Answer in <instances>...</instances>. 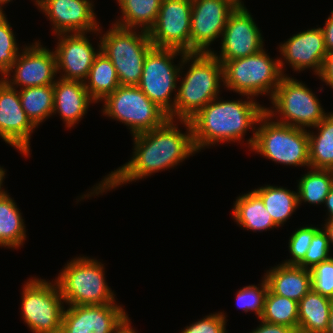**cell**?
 <instances>
[{
  "instance_id": "7",
  "label": "cell",
  "mask_w": 333,
  "mask_h": 333,
  "mask_svg": "<svg viewBox=\"0 0 333 333\" xmlns=\"http://www.w3.org/2000/svg\"><path fill=\"white\" fill-rule=\"evenodd\" d=\"M112 24L100 38L101 51L113 63L120 85L137 86L140 82L147 53L154 47L149 34Z\"/></svg>"
},
{
  "instance_id": "37",
  "label": "cell",
  "mask_w": 333,
  "mask_h": 333,
  "mask_svg": "<svg viewBox=\"0 0 333 333\" xmlns=\"http://www.w3.org/2000/svg\"><path fill=\"white\" fill-rule=\"evenodd\" d=\"M310 271L312 289L333 300V257L316 264Z\"/></svg>"
},
{
  "instance_id": "12",
  "label": "cell",
  "mask_w": 333,
  "mask_h": 333,
  "mask_svg": "<svg viewBox=\"0 0 333 333\" xmlns=\"http://www.w3.org/2000/svg\"><path fill=\"white\" fill-rule=\"evenodd\" d=\"M240 3L239 0H192L190 53H211L210 44L222 36L229 15Z\"/></svg>"
},
{
  "instance_id": "17",
  "label": "cell",
  "mask_w": 333,
  "mask_h": 333,
  "mask_svg": "<svg viewBox=\"0 0 333 333\" xmlns=\"http://www.w3.org/2000/svg\"><path fill=\"white\" fill-rule=\"evenodd\" d=\"M36 126L22 108L18 90L0 80V137L23 155L30 153V136Z\"/></svg>"
},
{
  "instance_id": "41",
  "label": "cell",
  "mask_w": 333,
  "mask_h": 333,
  "mask_svg": "<svg viewBox=\"0 0 333 333\" xmlns=\"http://www.w3.org/2000/svg\"><path fill=\"white\" fill-rule=\"evenodd\" d=\"M324 35L327 52H333V10L331 16L325 21V27L321 28Z\"/></svg>"
},
{
  "instance_id": "35",
  "label": "cell",
  "mask_w": 333,
  "mask_h": 333,
  "mask_svg": "<svg viewBox=\"0 0 333 333\" xmlns=\"http://www.w3.org/2000/svg\"><path fill=\"white\" fill-rule=\"evenodd\" d=\"M330 244L327 232L319 229L313 236L310 246L306 252L304 259L298 264L305 269H312L316 264L331 258L329 255Z\"/></svg>"
},
{
  "instance_id": "30",
  "label": "cell",
  "mask_w": 333,
  "mask_h": 333,
  "mask_svg": "<svg viewBox=\"0 0 333 333\" xmlns=\"http://www.w3.org/2000/svg\"><path fill=\"white\" fill-rule=\"evenodd\" d=\"M18 93L22 108L36 127L53 115L54 84L20 88Z\"/></svg>"
},
{
  "instance_id": "46",
  "label": "cell",
  "mask_w": 333,
  "mask_h": 333,
  "mask_svg": "<svg viewBox=\"0 0 333 333\" xmlns=\"http://www.w3.org/2000/svg\"><path fill=\"white\" fill-rule=\"evenodd\" d=\"M5 176V169H3V167H0V197L5 193V190H2L1 187Z\"/></svg>"
},
{
  "instance_id": "40",
  "label": "cell",
  "mask_w": 333,
  "mask_h": 333,
  "mask_svg": "<svg viewBox=\"0 0 333 333\" xmlns=\"http://www.w3.org/2000/svg\"><path fill=\"white\" fill-rule=\"evenodd\" d=\"M259 327L250 333H297L294 328L282 324H272L261 320Z\"/></svg>"
},
{
  "instance_id": "1",
  "label": "cell",
  "mask_w": 333,
  "mask_h": 333,
  "mask_svg": "<svg viewBox=\"0 0 333 333\" xmlns=\"http://www.w3.org/2000/svg\"><path fill=\"white\" fill-rule=\"evenodd\" d=\"M174 122L168 119L159 128L132 135L135 146L131 160L108 174L93 188V192L84 196L102 194L105 190L143 179L162 169L175 167L196 153L190 121L180 120L186 126L187 134L181 133Z\"/></svg>"
},
{
  "instance_id": "32",
  "label": "cell",
  "mask_w": 333,
  "mask_h": 333,
  "mask_svg": "<svg viewBox=\"0 0 333 333\" xmlns=\"http://www.w3.org/2000/svg\"><path fill=\"white\" fill-rule=\"evenodd\" d=\"M261 320L282 324L298 330V302L274 294L269 288L264 299Z\"/></svg>"
},
{
  "instance_id": "44",
  "label": "cell",
  "mask_w": 333,
  "mask_h": 333,
  "mask_svg": "<svg viewBox=\"0 0 333 333\" xmlns=\"http://www.w3.org/2000/svg\"><path fill=\"white\" fill-rule=\"evenodd\" d=\"M130 323V320H128L116 333H136Z\"/></svg>"
},
{
  "instance_id": "6",
  "label": "cell",
  "mask_w": 333,
  "mask_h": 333,
  "mask_svg": "<svg viewBox=\"0 0 333 333\" xmlns=\"http://www.w3.org/2000/svg\"><path fill=\"white\" fill-rule=\"evenodd\" d=\"M61 271L55 280L67 305L116 303L114 292L105 281L103 264L96 259L74 258Z\"/></svg>"
},
{
  "instance_id": "19",
  "label": "cell",
  "mask_w": 333,
  "mask_h": 333,
  "mask_svg": "<svg viewBox=\"0 0 333 333\" xmlns=\"http://www.w3.org/2000/svg\"><path fill=\"white\" fill-rule=\"evenodd\" d=\"M87 33H61L57 34L59 42L55 48L57 73L64 72L61 79L72 81H86L95 57L101 51V43L98 44L99 51H95ZM61 37V38H60Z\"/></svg>"
},
{
  "instance_id": "29",
  "label": "cell",
  "mask_w": 333,
  "mask_h": 333,
  "mask_svg": "<svg viewBox=\"0 0 333 333\" xmlns=\"http://www.w3.org/2000/svg\"><path fill=\"white\" fill-rule=\"evenodd\" d=\"M263 201L274 223L280 227L298 208V193L278 186H263L253 190Z\"/></svg>"
},
{
  "instance_id": "15",
  "label": "cell",
  "mask_w": 333,
  "mask_h": 333,
  "mask_svg": "<svg viewBox=\"0 0 333 333\" xmlns=\"http://www.w3.org/2000/svg\"><path fill=\"white\" fill-rule=\"evenodd\" d=\"M128 320L117 303L73 305L64 310L61 333H116Z\"/></svg>"
},
{
  "instance_id": "23",
  "label": "cell",
  "mask_w": 333,
  "mask_h": 333,
  "mask_svg": "<svg viewBox=\"0 0 333 333\" xmlns=\"http://www.w3.org/2000/svg\"><path fill=\"white\" fill-rule=\"evenodd\" d=\"M332 302L311 289L298 302L297 333H326Z\"/></svg>"
},
{
  "instance_id": "14",
  "label": "cell",
  "mask_w": 333,
  "mask_h": 333,
  "mask_svg": "<svg viewBox=\"0 0 333 333\" xmlns=\"http://www.w3.org/2000/svg\"><path fill=\"white\" fill-rule=\"evenodd\" d=\"M221 53H211L222 63L247 57L263 49L262 34L250 12L240 3L229 15L221 37Z\"/></svg>"
},
{
  "instance_id": "18",
  "label": "cell",
  "mask_w": 333,
  "mask_h": 333,
  "mask_svg": "<svg viewBox=\"0 0 333 333\" xmlns=\"http://www.w3.org/2000/svg\"><path fill=\"white\" fill-rule=\"evenodd\" d=\"M35 4L52 22L55 34L101 33L89 0H35ZM96 31V32H95Z\"/></svg>"
},
{
  "instance_id": "5",
  "label": "cell",
  "mask_w": 333,
  "mask_h": 333,
  "mask_svg": "<svg viewBox=\"0 0 333 333\" xmlns=\"http://www.w3.org/2000/svg\"><path fill=\"white\" fill-rule=\"evenodd\" d=\"M284 64L280 58L273 61L265 49L254 55L226 61L223 64V85L242 96L254 97L266 93L272 98L285 75Z\"/></svg>"
},
{
  "instance_id": "24",
  "label": "cell",
  "mask_w": 333,
  "mask_h": 333,
  "mask_svg": "<svg viewBox=\"0 0 333 333\" xmlns=\"http://www.w3.org/2000/svg\"><path fill=\"white\" fill-rule=\"evenodd\" d=\"M232 211L233 218L243 228L253 231H267L278 227L264 206L262 199L254 191L239 196Z\"/></svg>"
},
{
  "instance_id": "47",
  "label": "cell",
  "mask_w": 333,
  "mask_h": 333,
  "mask_svg": "<svg viewBox=\"0 0 333 333\" xmlns=\"http://www.w3.org/2000/svg\"><path fill=\"white\" fill-rule=\"evenodd\" d=\"M11 0H0V13H4L2 9V5L10 2Z\"/></svg>"
},
{
  "instance_id": "2",
  "label": "cell",
  "mask_w": 333,
  "mask_h": 333,
  "mask_svg": "<svg viewBox=\"0 0 333 333\" xmlns=\"http://www.w3.org/2000/svg\"><path fill=\"white\" fill-rule=\"evenodd\" d=\"M247 99L222 101L217 97L189 120L197 152L218 142L240 141L248 129L255 130L254 124H258L266 108L250 96Z\"/></svg>"
},
{
  "instance_id": "16",
  "label": "cell",
  "mask_w": 333,
  "mask_h": 333,
  "mask_svg": "<svg viewBox=\"0 0 333 333\" xmlns=\"http://www.w3.org/2000/svg\"><path fill=\"white\" fill-rule=\"evenodd\" d=\"M11 71H14L12 79L9 78ZM56 75L55 52L43 47L40 42H35L34 45L24 47L8 73L1 78L13 88L15 85L29 88L54 84Z\"/></svg>"
},
{
  "instance_id": "42",
  "label": "cell",
  "mask_w": 333,
  "mask_h": 333,
  "mask_svg": "<svg viewBox=\"0 0 333 333\" xmlns=\"http://www.w3.org/2000/svg\"><path fill=\"white\" fill-rule=\"evenodd\" d=\"M324 203H325L328 213H329V217L326 220L331 221V220H333V186H332L330 192L328 193L326 199L324 200Z\"/></svg>"
},
{
  "instance_id": "38",
  "label": "cell",
  "mask_w": 333,
  "mask_h": 333,
  "mask_svg": "<svg viewBox=\"0 0 333 333\" xmlns=\"http://www.w3.org/2000/svg\"><path fill=\"white\" fill-rule=\"evenodd\" d=\"M226 316L223 312L210 314L187 326L181 333H227Z\"/></svg>"
},
{
  "instance_id": "13",
  "label": "cell",
  "mask_w": 333,
  "mask_h": 333,
  "mask_svg": "<svg viewBox=\"0 0 333 333\" xmlns=\"http://www.w3.org/2000/svg\"><path fill=\"white\" fill-rule=\"evenodd\" d=\"M192 0H162L149 38L154 47L190 53Z\"/></svg>"
},
{
  "instance_id": "22",
  "label": "cell",
  "mask_w": 333,
  "mask_h": 333,
  "mask_svg": "<svg viewBox=\"0 0 333 333\" xmlns=\"http://www.w3.org/2000/svg\"><path fill=\"white\" fill-rule=\"evenodd\" d=\"M264 278L276 295L299 302L312 289V274L298 265L280 264L272 267Z\"/></svg>"
},
{
  "instance_id": "28",
  "label": "cell",
  "mask_w": 333,
  "mask_h": 333,
  "mask_svg": "<svg viewBox=\"0 0 333 333\" xmlns=\"http://www.w3.org/2000/svg\"><path fill=\"white\" fill-rule=\"evenodd\" d=\"M314 128L317 135L308 131L310 168L333 170V113Z\"/></svg>"
},
{
  "instance_id": "8",
  "label": "cell",
  "mask_w": 333,
  "mask_h": 333,
  "mask_svg": "<svg viewBox=\"0 0 333 333\" xmlns=\"http://www.w3.org/2000/svg\"><path fill=\"white\" fill-rule=\"evenodd\" d=\"M270 99L275 108H266V114L270 117L279 114L280 120L276 122L295 128L305 130V127H316L328 115L316 95L302 82L288 75L281 78Z\"/></svg>"
},
{
  "instance_id": "33",
  "label": "cell",
  "mask_w": 333,
  "mask_h": 333,
  "mask_svg": "<svg viewBox=\"0 0 333 333\" xmlns=\"http://www.w3.org/2000/svg\"><path fill=\"white\" fill-rule=\"evenodd\" d=\"M18 45L6 15L0 13V74L5 76L19 55Z\"/></svg>"
},
{
  "instance_id": "21",
  "label": "cell",
  "mask_w": 333,
  "mask_h": 333,
  "mask_svg": "<svg viewBox=\"0 0 333 333\" xmlns=\"http://www.w3.org/2000/svg\"><path fill=\"white\" fill-rule=\"evenodd\" d=\"M93 102L84 82L61 78L55 81L53 114L58 112L67 127L78 123Z\"/></svg>"
},
{
  "instance_id": "25",
  "label": "cell",
  "mask_w": 333,
  "mask_h": 333,
  "mask_svg": "<svg viewBox=\"0 0 333 333\" xmlns=\"http://www.w3.org/2000/svg\"><path fill=\"white\" fill-rule=\"evenodd\" d=\"M86 80L85 88L95 103L103 101L120 86L113 63L102 51L95 57Z\"/></svg>"
},
{
  "instance_id": "43",
  "label": "cell",
  "mask_w": 333,
  "mask_h": 333,
  "mask_svg": "<svg viewBox=\"0 0 333 333\" xmlns=\"http://www.w3.org/2000/svg\"><path fill=\"white\" fill-rule=\"evenodd\" d=\"M324 224V230L327 232L329 244H333V220L326 221Z\"/></svg>"
},
{
  "instance_id": "39",
  "label": "cell",
  "mask_w": 333,
  "mask_h": 333,
  "mask_svg": "<svg viewBox=\"0 0 333 333\" xmlns=\"http://www.w3.org/2000/svg\"><path fill=\"white\" fill-rule=\"evenodd\" d=\"M317 76L333 89V52L327 53L324 57L321 70Z\"/></svg>"
},
{
  "instance_id": "27",
  "label": "cell",
  "mask_w": 333,
  "mask_h": 333,
  "mask_svg": "<svg viewBox=\"0 0 333 333\" xmlns=\"http://www.w3.org/2000/svg\"><path fill=\"white\" fill-rule=\"evenodd\" d=\"M24 219L15 201L4 193L0 197V247L18 248L26 239Z\"/></svg>"
},
{
  "instance_id": "11",
  "label": "cell",
  "mask_w": 333,
  "mask_h": 333,
  "mask_svg": "<svg viewBox=\"0 0 333 333\" xmlns=\"http://www.w3.org/2000/svg\"><path fill=\"white\" fill-rule=\"evenodd\" d=\"M21 310L33 333H61L65 301L55 282L32 278L22 288Z\"/></svg>"
},
{
  "instance_id": "4",
  "label": "cell",
  "mask_w": 333,
  "mask_h": 333,
  "mask_svg": "<svg viewBox=\"0 0 333 333\" xmlns=\"http://www.w3.org/2000/svg\"><path fill=\"white\" fill-rule=\"evenodd\" d=\"M259 128L248 139L250 150L264 157L292 166H307L309 160V135L307 130L272 121L264 114L258 121Z\"/></svg>"
},
{
  "instance_id": "26",
  "label": "cell",
  "mask_w": 333,
  "mask_h": 333,
  "mask_svg": "<svg viewBox=\"0 0 333 333\" xmlns=\"http://www.w3.org/2000/svg\"><path fill=\"white\" fill-rule=\"evenodd\" d=\"M122 13V20H118L114 25L126 28L149 32L154 26L162 0H117Z\"/></svg>"
},
{
  "instance_id": "3",
  "label": "cell",
  "mask_w": 333,
  "mask_h": 333,
  "mask_svg": "<svg viewBox=\"0 0 333 333\" xmlns=\"http://www.w3.org/2000/svg\"><path fill=\"white\" fill-rule=\"evenodd\" d=\"M191 65L177 88L173 110L168 118L190 120L210 101L218 97L224 82L223 64L212 53H190ZM175 116V118H174Z\"/></svg>"
},
{
  "instance_id": "34",
  "label": "cell",
  "mask_w": 333,
  "mask_h": 333,
  "mask_svg": "<svg viewBox=\"0 0 333 333\" xmlns=\"http://www.w3.org/2000/svg\"><path fill=\"white\" fill-rule=\"evenodd\" d=\"M268 290V284L266 279L260 284V287L255 285H249L243 287L237 292L236 300L239 308L244 312L254 311L256 316L260 319L264 309V299Z\"/></svg>"
},
{
  "instance_id": "20",
  "label": "cell",
  "mask_w": 333,
  "mask_h": 333,
  "mask_svg": "<svg viewBox=\"0 0 333 333\" xmlns=\"http://www.w3.org/2000/svg\"><path fill=\"white\" fill-rule=\"evenodd\" d=\"M279 48L285 62L291 64L292 69L302 71L312 68L316 75L328 53L321 27L297 33L280 44Z\"/></svg>"
},
{
  "instance_id": "45",
  "label": "cell",
  "mask_w": 333,
  "mask_h": 333,
  "mask_svg": "<svg viewBox=\"0 0 333 333\" xmlns=\"http://www.w3.org/2000/svg\"><path fill=\"white\" fill-rule=\"evenodd\" d=\"M326 333H333V302L329 312V320Z\"/></svg>"
},
{
  "instance_id": "36",
  "label": "cell",
  "mask_w": 333,
  "mask_h": 333,
  "mask_svg": "<svg viewBox=\"0 0 333 333\" xmlns=\"http://www.w3.org/2000/svg\"><path fill=\"white\" fill-rule=\"evenodd\" d=\"M320 228L305 226L297 229L289 239V251L292 256L287 259L283 264L298 265L305 257L306 252L310 246L314 234Z\"/></svg>"
},
{
  "instance_id": "9",
  "label": "cell",
  "mask_w": 333,
  "mask_h": 333,
  "mask_svg": "<svg viewBox=\"0 0 333 333\" xmlns=\"http://www.w3.org/2000/svg\"><path fill=\"white\" fill-rule=\"evenodd\" d=\"M181 55L180 66L173 64L175 56ZM190 62V53L173 48L153 47L146 55L142 76L137 85L142 92L169 114L176 100L171 99L176 90L182 66ZM173 100V101H172Z\"/></svg>"
},
{
  "instance_id": "10",
  "label": "cell",
  "mask_w": 333,
  "mask_h": 333,
  "mask_svg": "<svg viewBox=\"0 0 333 333\" xmlns=\"http://www.w3.org/2000/svg\"><path fill=\"white\" fill-rule=\"evenodd\" d=\"M103 100V114L130 127L133 135L159 128L169 119L138 86L120 85Z\"/></svg>"
},
{
  "instance_id": "31",
  "label": "cell",
  "mask_w": 333,
  "mask_h": 333,
  "mask_svg": "<svg viewBox=\"0 0 333 333\" xmlns=\"http://www.w3.org/2000/svg\"><path fill=\"white\" fill-rule=\"evenodd\" d=\"M302 175L298 187V205L302 201L310 204H323L333 186V170L315 169Z\"/></svg>"
}]
</instances>
